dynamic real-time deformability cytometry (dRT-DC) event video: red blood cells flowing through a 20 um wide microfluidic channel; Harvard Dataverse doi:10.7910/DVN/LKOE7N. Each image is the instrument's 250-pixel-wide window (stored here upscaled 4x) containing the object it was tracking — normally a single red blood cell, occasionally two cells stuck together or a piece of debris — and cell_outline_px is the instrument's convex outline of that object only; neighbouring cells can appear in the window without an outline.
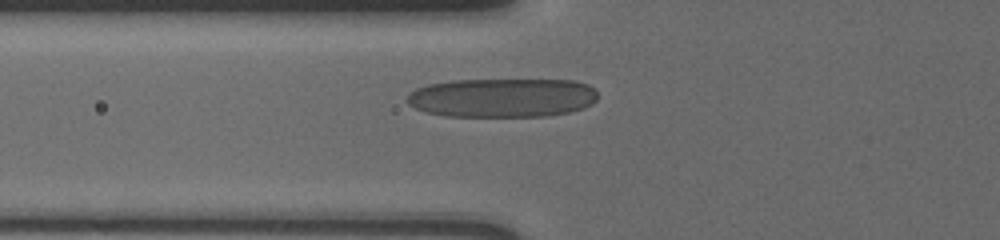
{"species": "human", "species_latin": "Homo sapiens", "temperature_condition": "cold", "stored_images_in_passage": 5, "camera_frame_rate_fps": 3000, "um_per_image_px": 0.085, "donor": {"sex": "male"}, "frame": {"image": 1, "passage_image": 2, "time_ms": 0.333, "image_size_px": [1000, 240], "cell_outline_px": [[596, 100], [592, 104], [584, 108], [568, 112], [544, 116], [444, 116], [428, 112], [416, 108], [408, 104], [404, 100], [416, 88], [428, 84], [452, 80], [576, 80], [588, 84], [596, 92]], "centroid_in_image_um": [42.69, 8.3], "position_along_channel_um": 83.1, "area_um2": 43.47}}
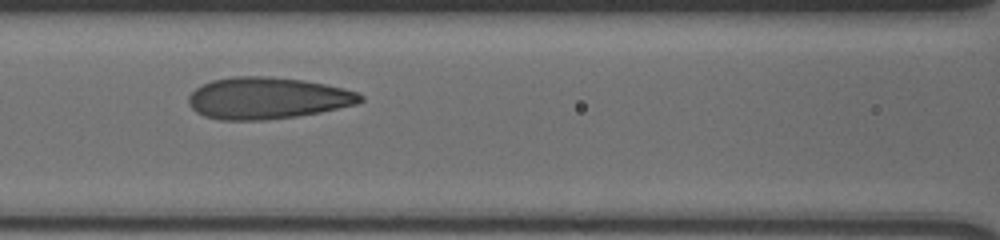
{"frame": {"image": 2, "passage_image": 4, "time_ms": 1.0, "image_size_px": [1000, 240], "cell_outline_px": [[364, 100], [356, 104], [320, 112], [296, 116], [264, 120], [220, 120], [204, 116], [196, 112], [188, 104], [188, 96], [196, 88], [212, 80], [232, 76], [268, 76], [304, 80], [344, 88], [356, 92], [364, 96]], "centroid_in_image_um": [22.71, 8.34], "position_along_channel_um": 143.9, "area_um2": 41.79}}
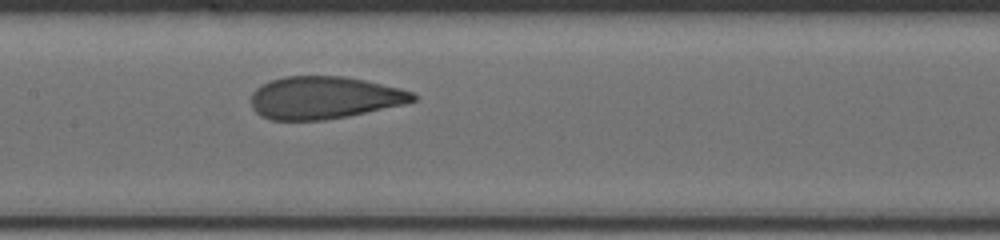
{"frame": {"image": 3, "passage_image": 5, "time_ms": 1.333, "image_size_px": [1000, 240], "cell_outline_px": [[416, 100], [404, 104], [348, 116], [324, 120], [272, 120], [260, 116], [252, 108], [252, 92], [256, 88], [272, 80], [284, 76], [344, 76], [364, 80], [400, 88], [412, 92], [416, 96]], "centroid_in_image_um": [27.54, 8.3], "position_along_channel_um": 179.9, "area_um2": 39.94}}